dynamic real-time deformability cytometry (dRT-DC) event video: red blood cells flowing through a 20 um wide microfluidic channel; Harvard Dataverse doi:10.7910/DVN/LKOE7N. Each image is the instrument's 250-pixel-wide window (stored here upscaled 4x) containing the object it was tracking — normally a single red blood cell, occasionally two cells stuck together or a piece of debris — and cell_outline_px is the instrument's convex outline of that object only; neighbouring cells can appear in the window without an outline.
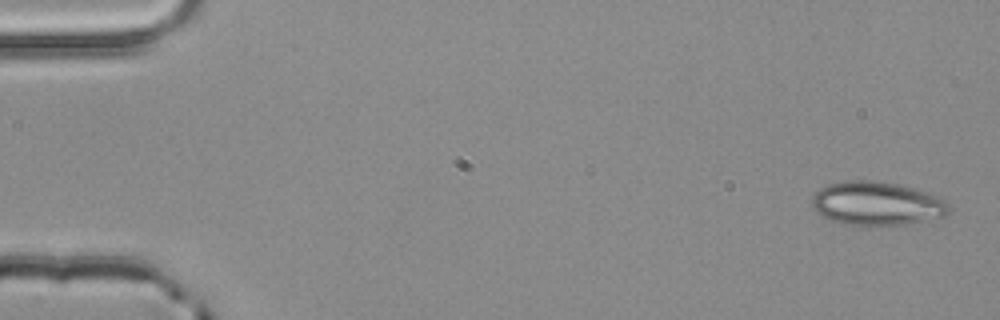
{"species": "common noctule bat (a hibernating species)", "species_latin": "Nyctalus noctula", "temperature_condition": "room temperature", "stored_images_in_passage": 4, "camera_frame_rate_fps": 3000, "um_per_image_px": 0.085, "animal": {"sex": "male", "body_mass_g": 20.4}, "frame": {"image": 1, "passage_image": 1, "time_ms": 0.0, "image_size_px": [1000, 320], "cell_outline_px": [[948, 212], [944, 216], [904, 224], [848, 224], [832, 220], [816, 212], [812, 204], [812, 196], [820, 188], [828, 184], [848, 180], [868, 180], [896, 184], [912, 188], [936, 196], [944, 200], [948, 204]], "centroid_in_image_um": [74.49, 17.28], "position_along_channel_um": 10.5, "area_um2": 33.99}}